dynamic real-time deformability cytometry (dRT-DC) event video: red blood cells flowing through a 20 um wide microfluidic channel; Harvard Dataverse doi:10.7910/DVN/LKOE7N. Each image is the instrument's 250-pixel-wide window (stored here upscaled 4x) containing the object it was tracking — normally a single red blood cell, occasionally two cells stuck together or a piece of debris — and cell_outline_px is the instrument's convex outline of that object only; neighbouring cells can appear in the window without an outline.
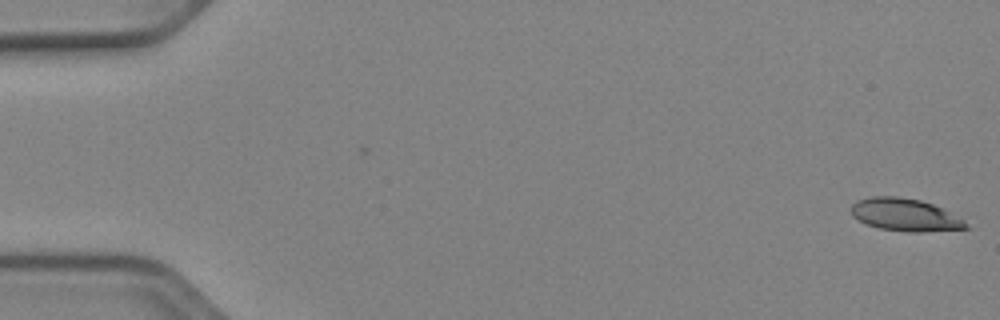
{"species": "Egyptian fruit bat (a non-hibernating species)", "species_latin": "Rousettus aegyptiacus", "temperature_condition": "cold", "stored_images_in_passage": 3, "camera_frame_rate_fps": 3000, "um_per_image_px": 0.085, "animal": {"sex": "female"}, "frame": {"image": 1, "passage_image": 3, "time_ms": 0.667, "image_size_px": [1000, 320], "cell_outline_px": [[972, 228], [920, 232], [908, 232], [880, 228], [868, 224], [852, 216], [852, 204], [856, 200], [872, 196], [896, 196], [920, 200], [932, 204], [964, 220]], "centroid_in_image_um": [76.93, 18.26], "position_along_channel_um": 8.1, "area_um2": 21.56}}